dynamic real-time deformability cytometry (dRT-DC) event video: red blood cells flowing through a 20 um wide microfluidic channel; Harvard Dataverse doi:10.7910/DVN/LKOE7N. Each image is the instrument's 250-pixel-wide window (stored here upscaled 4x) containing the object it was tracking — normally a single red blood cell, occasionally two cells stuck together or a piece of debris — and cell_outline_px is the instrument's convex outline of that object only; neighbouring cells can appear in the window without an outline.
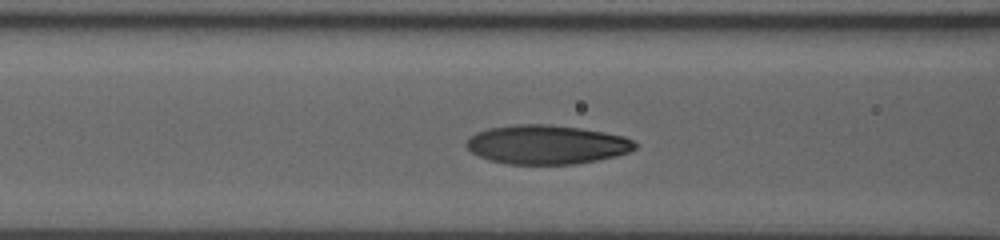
{"species": "human", "species_latin": "Homo sapiens", "temperature_condition": "room temperature", "stored_images_in_passage": 28, "camera_frame_rate_fps": 3000, "um_per_image_px": 0.085, "donor": {"sex": "male"}, "frame": {"image": 1, "passage_image": 5, "time_ms": 1.333, "image_size_px": [1000, 240], "cell_outline_px": [[636, 148], [628, 152], [616, 156], [576, 164], [508, 164], [488, 160], [472, 152], [464, 144], [476, 132], [488, 128], [512, 124], [548, 124], [580, 128], [604, 132], [624, 136], [632, 140], [636, 144]], "centroid_in_image_um": [46.45, 12.28], "position_along_channel_um": 120.1, "area_um2": 38.38}}
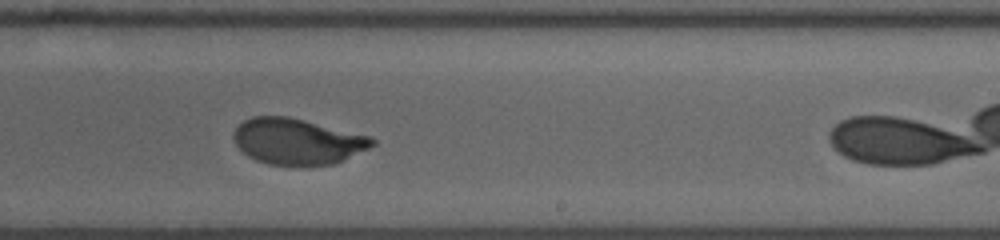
{"frame": {"image": 2, "passage_image": 16, "time_ms": 5.0, "image_size_px": [1000, 240], "cell_outline_px": [[376, 144], [368, 148], [332, 164], [268, 164], [256, 160], [248, 156], [236, 144], [232, 136], [236, 128], [244, 120], [252, 116], [288, 116], [368, 136], [376, 140]], "centroid_in_image_um": [25.23, 12.0], "position_along_channel_um": 263.8, "area_um2": 36.3}}
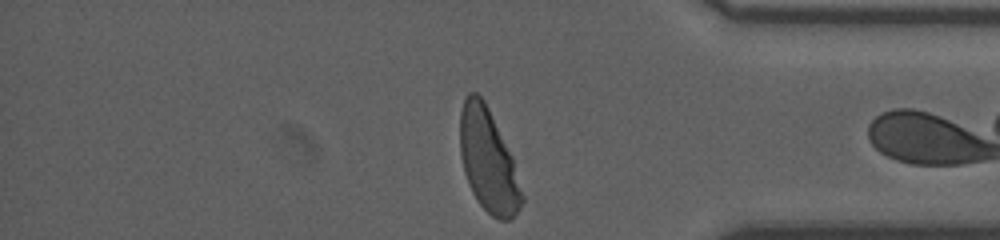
{"frame": {"image": 3, "passage_image": 27, "time_ms": 8.667, "image_size_px": [1000, 240], "cell_outline_px": [[524, 200], [516, 212], [508, 220], [500, 220], [492, 216], [476, 200], [468, 184], [464, 172], [460, 152], [460, 112], [464, 100], [468, 92], [476, 92], [484, 100], [512, 156], [524, 196]], "centroid_in_image_um": [41.49, 13.65], "position_along_channel_um": 393.7, "area_um2": 36.82}}